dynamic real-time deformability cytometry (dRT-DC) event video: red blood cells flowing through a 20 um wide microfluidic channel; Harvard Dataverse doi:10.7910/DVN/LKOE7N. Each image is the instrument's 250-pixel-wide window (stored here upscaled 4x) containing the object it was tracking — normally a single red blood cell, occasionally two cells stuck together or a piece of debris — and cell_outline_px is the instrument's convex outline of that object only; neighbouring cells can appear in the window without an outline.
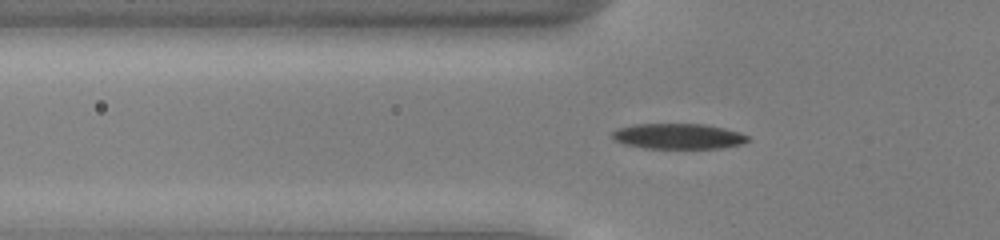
{"species": "common noctule bat (a hibernating species)", "species_latin": "Nyctalus noctula", "temperature_condition": "cold", "stored_images_in_passage": 53, "camera_frame_rate_fps": 3000, "um_per_image_px": 0.085, "animal": {"sex": "male", "body_mass_g": 13.0, "forearm_length_mm": 53.1}, "frame": {"image": 1, "passage_image": 19, "time_ms": 6.0, "image_size_px": [1000, 240], "cell_outline_px": [[748, 140], [740, 144], [724, 148], [644, 148], [624, 144], [612, 140], [612, 132], [616, 128], [636, 124], [704, 124], [724, 128], [740, 132], [748, 136]], "centroid_in_image_um": [57.61, 11.58], "position_along_channel_um": 68.2, "area_um2": 20.17}}
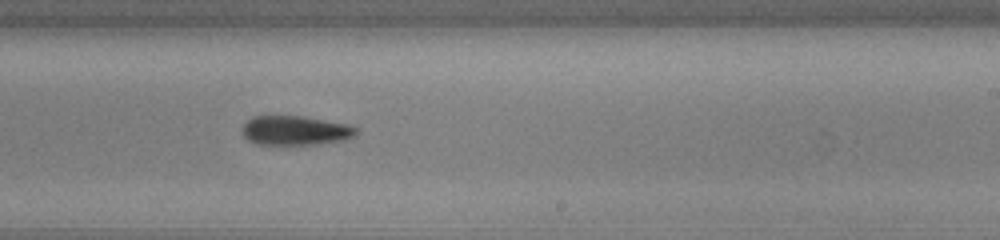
{"frame": {"image": 2, "passage_image": 34, "time_ms": 11.0, "image_size_px": [1000, 240], "cell_outline_px": [[360, 132], [356, 136], [344, 140], [320, 144], [256, 144], [248, 140], [244, 136], [244, 124], [252, 116], [304, 116], [352, 124]], "centroid_in_image_um": [25.2, 11.08], "position_along_channel_um": 263.8, "area_um2": 19.71}}
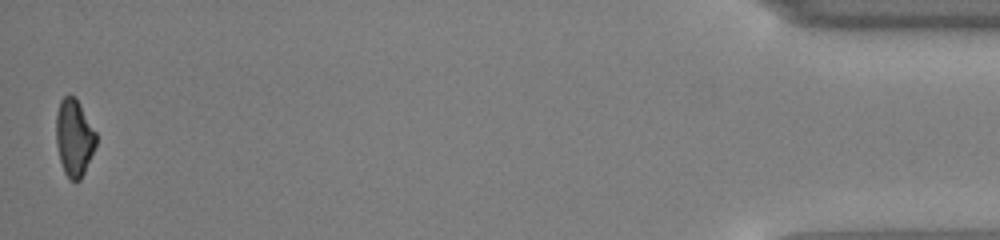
{"frame": {"image": 3, "passage_image": 53, "time_ms": 17.333, "image_size_px": [1000, 240], "cell_outline_px": [[96, 144], [84, 172], [80, 180], [72, 180], [64, 172], [60, 160], [56, 144], [56, 112], [60, 100], [68, 92], [76, 96], [96, 132]], "centroid_in_image_um": [6.29, 11.62], "position_along_channel_um": 428.9, "area_um2": 18.03}, "authors_computed_cell_mechanics": {"area_um2": 19.4208, "velocity_mm_per_s": 3.9587, "shape_relaxation_time_tau1_ms": 2.6865, "shape_relaxation_time_tau2_ms": null, "deformation_change_tau1": 0.1234, "deformation_change_tau2": null}}